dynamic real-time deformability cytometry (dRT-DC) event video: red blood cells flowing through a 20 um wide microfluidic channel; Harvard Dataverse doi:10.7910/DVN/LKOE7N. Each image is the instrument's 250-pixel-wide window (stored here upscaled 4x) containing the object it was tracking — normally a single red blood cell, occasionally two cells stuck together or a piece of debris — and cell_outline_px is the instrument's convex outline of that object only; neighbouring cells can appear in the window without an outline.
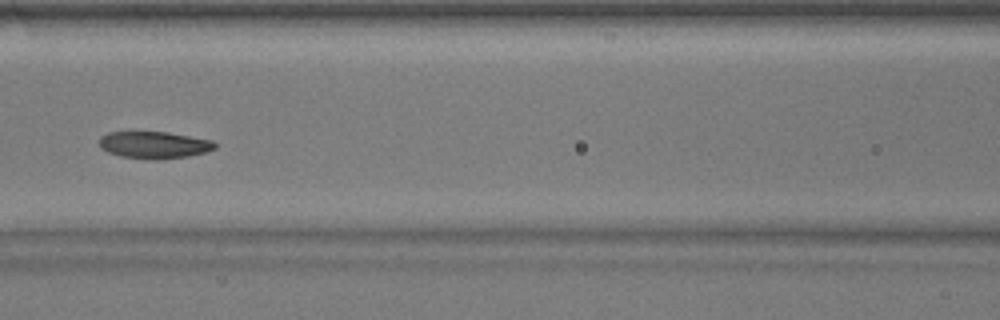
{"species": "common noctule bat (a hibernating species)", "species_latin": "Nyctalus noctula", "temperature_condition": "warm", "stored_images_in_passage": 51, "camera_frame_rate_fps": 3000, "um_per_image_px": 0.085, "animal": {"sex": "male", "body_mass_g": 17.9}, "frame": {"image": 1, "passage_image": 22, "time_ms": 7.0, "image_size_px": [1000, 320], "cell_outline_px": [[216, 148], [204, 152], [188, 156], [156, 160], [152, 160], [120, 156], [108, 152], [100, 148], [100, 136], [108, 132], [168, 132], [212, 140], [216, 144]], "centroid_in_image_um": [13.08, 12.32], "position_along_channel_um": 153.5, "area_um2": 18.21}}
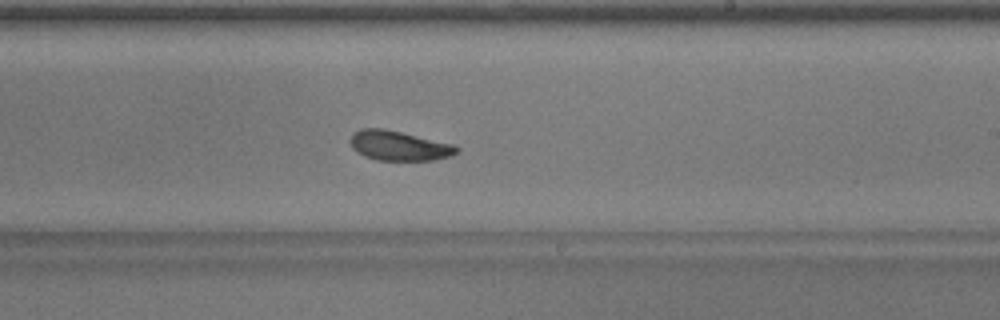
{"frame": {"image": 2, "passage_image": 30, "time_ms": 9.667, "image_size_px": [1000, 320], "cell_outline_px": [[460, 152], [436, 160], [376, 160], [364, 156], [356, 152], [352, 148], [352, 132], [360, 128], [384, 128], [452, 144], [460, 148]], "centroid_in_image_um": [33.9, 12.39], "position_along_channel_um": 255.1, "area_um2": 18.38}}
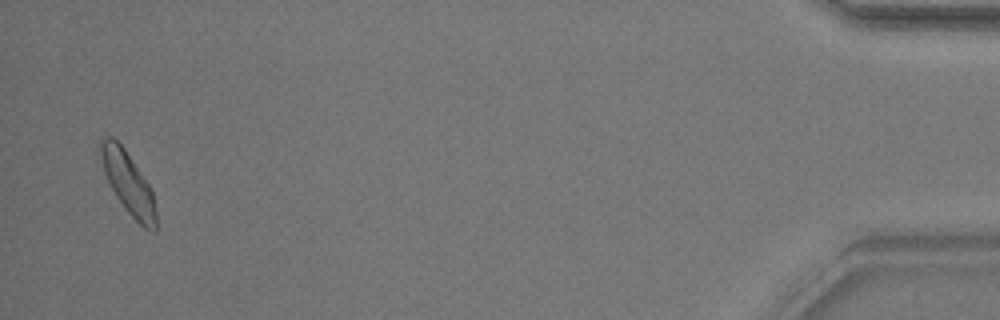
{"frame": {"image": 3, "passage_image": 50, "time_ms": 16.333, "image_size_px": [1000, 320], "cell_outline_px": [[156, 232], [152, 232], [144, 228], [128, 212], [116, 196], [104, 172], [100, 152], [100, 140], [104, 136], [112, 136], [124, 148], [148, 184], [152, 192], [156, 212]], "centroid_in_image_um": [10.9, 15.56], "position_along_channel_um": 424.3, "area_um2": 19.54}, "authors_computed_cell_mechanics": {"area_um2": 18.8428, "velocity_mm_per_s": 3.8235, "shape_relaxation_time_tau1_ms": 3.9426, "shape_relaxation_time_tau2_ms": 4.9891, "deformation_change_tau1": 0.1414, "deformation_change_tau2": 0.1252}}